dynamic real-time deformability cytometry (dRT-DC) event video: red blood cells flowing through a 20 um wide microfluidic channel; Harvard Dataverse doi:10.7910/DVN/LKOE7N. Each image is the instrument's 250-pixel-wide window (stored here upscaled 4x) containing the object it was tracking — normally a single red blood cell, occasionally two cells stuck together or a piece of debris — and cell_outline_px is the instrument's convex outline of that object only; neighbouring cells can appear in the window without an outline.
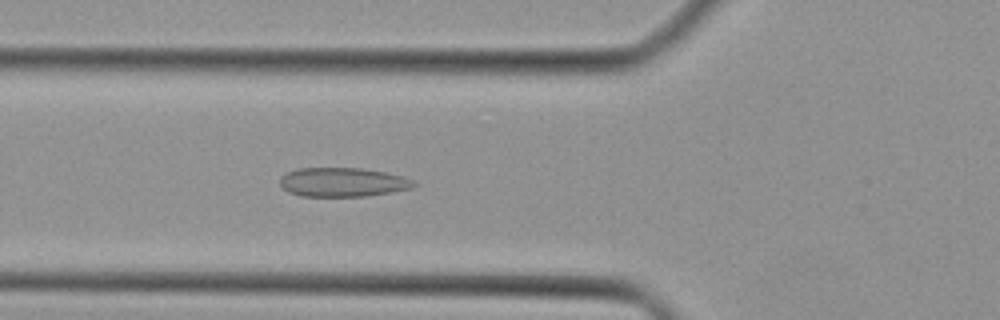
{"species": "Egyptian fruit bat (a non-hibernating species)", "species_latin": "Rousettus aegyptiacus", "temperature_condition": "cold", "stored_images_in_passage": 44, "camera_frame_rate_fps": 3000, "um_per_image_px": 0.085, "animal": {"sex": "female"}, "frame": {"image": 1, "passage_image": 15, "time_ms": 4.667, "image_size_px": [1000, 320], "cell_outline_px": [[420, 184], [412, 188], [392, 192], [364, 196], [300, 196], [288, 192], [280, 184], [280, 176], [296, 168], [364, 168], [404, 176], [416, 180]], "centroid_in_image_um": [29.18, 15.48], "position_along_channel_um": 96.6, "area_um2": 22.95}}
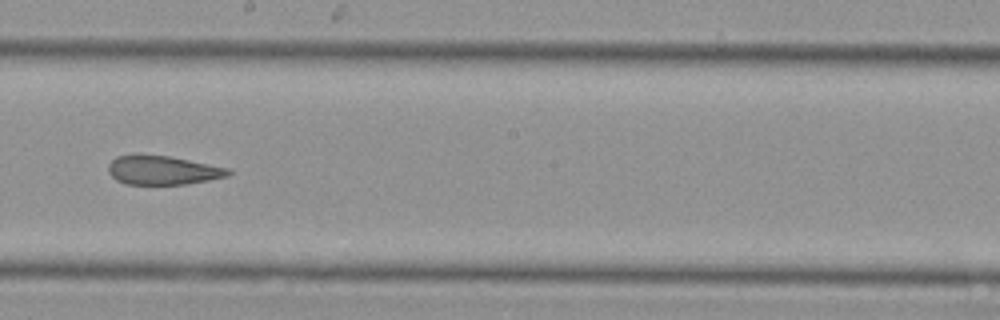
{"frame": {"image": 2, "passage_image": 24, "time_ms": 7.667, "image_size_px": [1000, 320], "cell_outline_px": [[232, 172], [228, 176], [188, 184], [124, 184], [116, 180], [108, 172], [108, 164], [116, 156], [168, 156], [228, 168]], "centroid_in_image_um": [13.83, 14.49], "position_along_channel_um": 234.4, "area_um2": 19.83}}
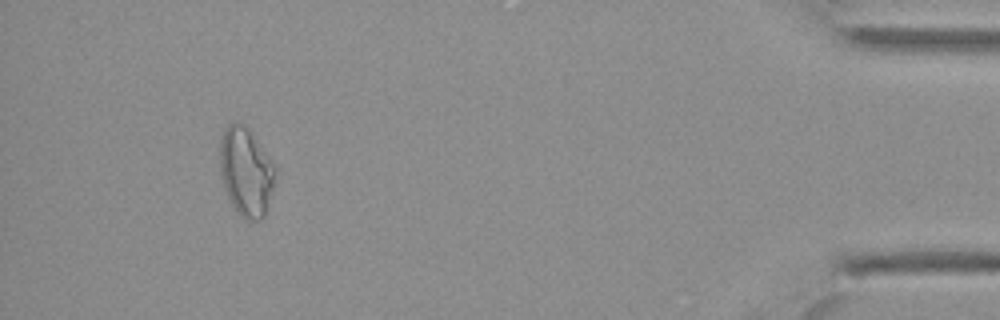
{"frame": {"image": 3, "passage_image": 40, "time_ms": 13.0, "image_size_px": [1000, 320], "cell_outline_px": [[276, 180], [264, 216], [260, 220], [244, 220], [240, 216], [232, 204], [228, 196], [224, 184], [220, 168], [220, 140], [224, 128], [228, 124], [240, 124], [256, 140], [276, 168]], "centroid_in_image_um": [20.92, 14.66], "position_along_channel_um": 414.3, "area_um2": 27.92}}